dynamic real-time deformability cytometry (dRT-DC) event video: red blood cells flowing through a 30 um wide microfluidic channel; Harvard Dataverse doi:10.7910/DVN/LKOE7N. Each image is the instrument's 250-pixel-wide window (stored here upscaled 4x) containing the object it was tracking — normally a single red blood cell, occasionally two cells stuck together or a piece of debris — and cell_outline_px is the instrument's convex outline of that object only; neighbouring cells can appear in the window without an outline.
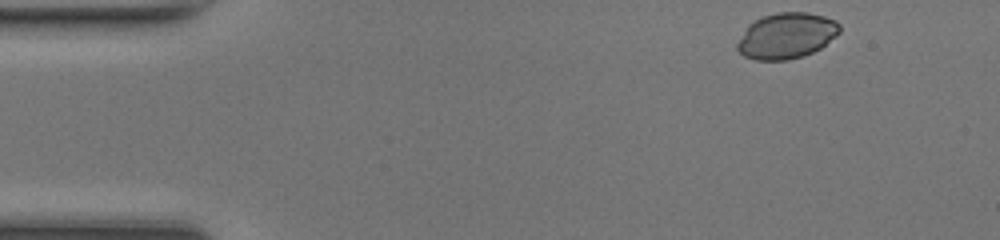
{"species": "common noctule bat (a hibernating species)", "species_latin": "Nyctalus noctula", "temperature_condition": "room temperature", "stored_images_in_passage": 44, "camera_frame_rate_fps": 3000, "um_per_image_px": 0.085, "animal": {"sex": "female", "body_mass_g": 17.0, "forearm_length_mm": 48.0}, "frame": {"image": 1, "passage_image": 1, "time_ms": 0.0, "image_size_px": [1000, 240], "cell_outline_px": [[840, 32], [836, 36], [820, 48], [812, 52], [788, 60], [756, 60], [744, 56], [736, 48], [736, 44], [748, 24], [760, 16], [776, 12], [808, 12], [824, 16], [836, 20], [840, 24]], "centroid_in_image_um": [66.84, 3.02], "position_along_channel_um": 18.2, "area_um2": 27.46}}
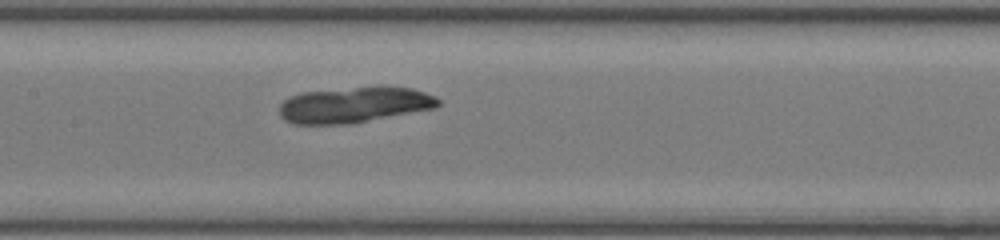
{"frame": {"image": 2, "passage_image": 19, "time_ms": 6.0, "image_size_px": [1000, 240], "cell_outline_px": [[440, 104], [432, 108], [352, 124], [296, 124], [284, 120], [280, 116], [280, 104], [288, 96], [304, 92], [380, 84], [384, 84], [412, 88], [424, 92], [440, 100]], "centroid_in_image_um": [30.1, 8.88], "position_along_channel_um": 177.3, "area_um2": 33.64}}
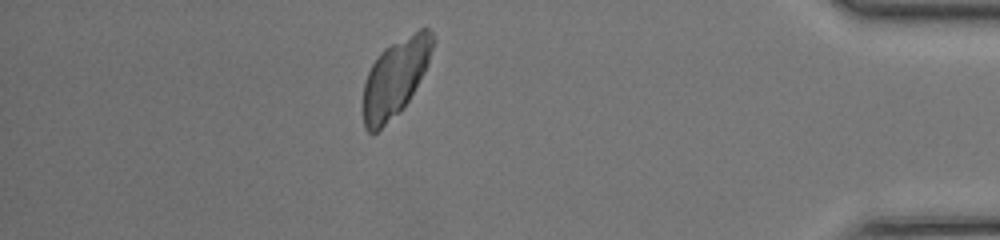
{"frame": {"image": 3, "passage_image": 38, "time_ms": 12.333, "image_size_px": [1000, 240], "cell_outline_px": [[436, 40], [428, 64], [424, 72], [408, 100], [400, 112], [376, 132], [368, 132], [364, 128], [364, 84], [368, 72], [372, 64], [380, 52], [384, 48], [420, 28], [428, 28], [432, 32]], "centroid_in_image_um": [33.62, 6.57], "position_along_channel_um": 401.6, "area_um2": 31.15}}